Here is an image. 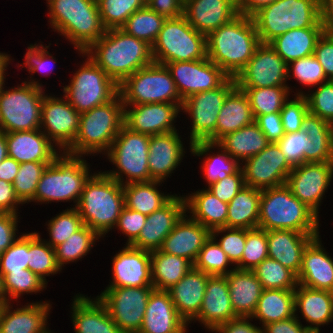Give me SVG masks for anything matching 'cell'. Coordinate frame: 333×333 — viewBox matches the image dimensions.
<instances>
[{
  "label": "cell",
  "instance_id": "4dcf8cb0",
  "mask_svg": "<svg viewBox=\"0 0 333 333\" xmlns=\"http://www.w3.org/2000/svg\"><path fill=\"white\" fill-rule=\"evenodd\" d=\"M70 306L75 333H123L97 297L75 294Z\"/></svg>",
  "mask_w": 333,
  "mask_h": 333
},
{
  "label": "cell",
  "instance_id": "003e7915",
  "mask_svg": "<svg viewBox=\"0 0 333 333\" xmlns=\"http://www.w3.org/2000/svg\"><path fill=\"white\" fill-rule=\"evenodd\" d=\"M308 110V102L305 95L292 94L280 111L281 121L285 133L301 130L302 122Z\"/></svg>",
  "mask_w": 333,
  "mask_h": 333
},
{
  "label": "cell",
  "instance_id": "3957f363",
  "mask_svg": "<svg viewBox=\"0 0 333 333\" xmlns=\"http://www.w3.org/2000/svg\"><path fill=\"white\" fill-rule=\"evenodd\" d=\"M45 1L49 27L68 40L76 52H84L105 34L97 0Z\"/></svg>",
  "mask_w": 333,
  "mask_h": 333
},
{
  "label": "cell",
  "instance_id": "e575fe53",
  "mask_svg": "<svg viewBox=\"0 0 333 333\" xmlns=\"http://www.w3.org/2000/svg\"><path fill=\"white\" fill-rule=\"evenodd\" d=\"M209 276L192 267L177 284L168 290L177 312L188 325L200 311Z\"/></svg>",
  "mask_w": 333,
  "mask_h": 333
},
{
  "label": "cell",
  "instance_id": "2a66077c",
  "mask_svg": "<svg viewBox=\"0 0 333 333\" xmlns=\"http://www.w3.org/2000/svg\"><path fill=\"white\" fill-rule=\"evenodd\" d=\"M183 0H153L148 7L165 19L178 18L184 15Z\"/></svg>",
  "mask_w": 333,
  "mask_h": 333
},
{
  "label": "cell",
  "instance_id": "83f0119b",
  "mask_svg": "<svg viewBox=\"0 0 333 333\" xmlns=\"http://www.w3.org/2000/svg\"><path fill=\"white\" fill-rule=\"evenodd\" d=\"M212 236V231L184 214L174 229L164 239L160 250L195 262L203 245Z\"/></svg>",
  "mask_w": 333,
  "mask_h": 333
},
{
  "label": "cell",
  "instance_id": "7dc6e473",
  "mask_svg": "<svg viewBox=\"0 0 333 333\" xmlns=\"http://www.w3.org/2000/svg\"><path fill=\"white\" fill-rule=\"evenodd\" d=\"M28 269L48 284L46 277L60 274L55 250L42 239L39 231H28Z\"/></svg>",
  "mask_w": 333,
  "mask_h": 333
},
{
  "label": "cell",
  "instance_id": "603ad722",
  "mask_svg": "<svg viewBox=\"0 0 333 333\" xmlns=\"http://www.w3.org/2000/svg\"><path fill=\"white\" fill-rule=\"evenodd\" d=\"M5 303H7V299L5 295L3 276L0 273V304L3 305Z\"/></svg>",
  "mask_w": 333,
  "mask_h": 333
},
{
  "label": "cell",
  "instance_id": "5bb4252c",
  "mask_svg": "<svg viewBox=\"0 0 333 333\" xmlns=\"http://www.w3.org/2000/svg\"><path fill=\"white\" fill-rule=\"evenodd\" d=\"M236 87L234 77H228L219 87L199 92L183 101L181 112L190 118L191 126L188 133L191 144L198 141L216 143V124L226 96Z\"/></svg>",
  "mask_w": 333,
  "mask_h": 333
},
{
  "label": "cell",
  "instance_id": "60d3db41",
  "mask_svg": "<svg viewBox=\"0 0 333 333\" xmlns=\"http://www.w3.org/2000/svg\"><path fill=\"white\" fill-rule=\"evenodd\" d=\"M164 182L153 180L149 182H131L123 185L125 207L140 212L146 216L159 210L175 195L161 191L159 186ZM159 187V188H158ZM160 189V190H159Z\"/></svg>",
  "mask_w": 333,
  "mask_h": 333
},
{
  "label": "cell",
  "instance_id": "9f6ffc18",
  "mask_svg": "<svg viewBox=\"0 0 333 333\" xmlns=\"http://www.w3.org/2000/svg\"><path fill=\"white\" fill-rule=\"evenodd\" d=\"M193 267L210 276H226L235 269L221 246L212 236L201 248Z\"/></svg>",
  "mask_w": 333,
  "mask_h": 333
},
{
  "label": "cell",
  "instance_id": "7c38bea8",
  "mask_svg": "<svg viewBox=\"0 0 333 333\" xmlns=\"http://www.w3.org/2000/svg\"><path fill=\"white\" fill-rule=\"evenodd\" d=\"M0 87V123L4 133L40 129L46 90L22 80L15 87ZM8 88V89H7Z\"/></svg>",
  "mask_w": 333,
  "mask_h": 333
},
{
  "label": "cell",
  "instance_id": "2e32d148",
  "mask_svg": "<svg viewBox=\"0 0 333 333\" xmlns=\"http://www.w3.org/2000/svg\"><path fill=\"white\" fill-rule=\"evenodd\" d=\"M45 93L41 106L40 130L64 152L76 138L80 113L63 97Z\"/></svg>",
  "mask_w": 333,
  "mask_h": 333
},
{
  "label": "cell",
  "instance_id": "e7e4bbea",
  "mask_svg": "<svg viewBox=\"0 0 333 333\" xmlns=\"http://www.w3.org/2000/svg\"><path fill=\"white\" fill-rule=\"evenodd\" d=\"M308 90L305 96L309 112L333 125V80Z\"/></svg>",
  "mask_w": 333,
  "mask_h": 333
},
{
  "label": "cell",
  "instance_id": "603a6c76",
  "mask_svg": "<svg viewBox=\"0 0 333 333\" xmlns=\"http://www.w3.org/2000/svg\"><path fill=\"white\" fill-rule=\"evenodd\" d=\"M8 302L0 308V333H49L50 300L27 302L17 308Z\"/></svg>",
  "mask_w": 333,
  "mask_h": 333
},
{
  "label": "cell",
  "instance_id": "d6986e66",
  "mask_svg": "<svg viewBox=\"0 0 333 333\" xmlns=\"http://www.w3.org/2000/svg\"><path fill=\"white\" fill-rule=\"evenodd\" d=\"M165 66L183 101L193 94L219 87L229 77L207 57L187 62H170Z\"/></svg>",
  "mask_w": 333,
  "mask_h": 333
},
{
  "label": "cell",
  "instance_id": "681fc988",
  "mask_svg": "<svg viewBox=\"0 0 333 333\" xmlns=\"http://www.w3.org/2000/svg\"><path fill=\"white\" fill-rule=\"evenodd\" d=\"M240 89L243 90L249 98L255 119L260 115L280 113L284 102L290 97L292 92L295 94L292 86Z\"/></svg>",
  "mask_w": 333,
  "mask_h": 333
},
{
  "label": "cell",
  "instance_id": "753ad0ef",
  "mask_svg": "<svg viewBox=\"0 0 333 333\" xmlns=\"http://www.w3.org/2000/svg\"><path fill=\"white\" fill-rule=\"evenodd\" d=\"M255 123L270 143H277L285 134L280 113L260 115Z\"/></svg>",
  "mask_w": 333,
  "mask_h": 333
},
{
  "label": "cell",
  "instance_id": "03108f58",
  "mask_svg": "<svg viewBox=\"0 0 333 333\" xmlns=\"http://www.w3.org/2000/svg\"><path fill=\"white\" fill-rule=\"evenodd\" d=\"M17 240L0 256V273L17 272L28 268V232L20 233Z\"/></svg>",
  "mask_w": 333,
  "mask_h": 333
},
{
  "label": "cell",
  "instance_id": "db71d44e",
  "mask_svg": "<svg viewBox=\"0 0 333 333\" xmlns=\"http://www.w3.org/2000/svg\"><path fill=\"white\" fill-rule=\"evenodd\" d=\"M292 78L301 85L300 89L296 88L295 94L297 95L306 94V91L301 90L304 88L302 87L303 85L308 88L311 87L310 89L312 90V88L329 81L322 66L314 55L300 58L288 63L287 80H292Z\"/></svg>",
  "mask_w": 333,
  "mask_h": 333
},
{
  "label": "cell",
  "instance_id": "5b68a950",
  "mask_svg": "<svg viewBox=\"0 0 333 333\" xmlns=\"http://www.w3.org/2000/svg\"><path fill=\"white\" fill-rule=\"evenodd\" d=\"M319 216L284 184L261 190L258 228L320 234Z\"/></svg>",
  "mask_w": 333,
  "mask_h": 333
},
{
  "label": "cell",
  "instance_id": "74e56055",
  "mask_svg": "<svg viewBox=\"0 0 333 333\" xmlns=\"http://www.w3.org/2000/svg\"><path fill=\"white\" fill-rule=\"evenodd\" d=\"M216 149L217 152H215ZM190 153L195 158L202 157L201 160L204 157L203 162H200L202 163L200 166L202 170L200 172L203 173L202 176L207 183L206 186L224 179L241 167V164L235 158H232L218 143L207 141L195 142L191 144Z\"/></svg>",
  "mask_w": 333,
  "mask_h": 333
},
{
  "label": "cell",
  "instance_id": "8d00e7d4",
  "mask_svg": "<svg viewBox=\"0 0 333 333\" xmlns=\"http://www.w3.org/2000/svg\"><path fill=\"white\" fill-rule=\"evenodd\" d=\"M185 213L188 216L209 228L211 231L226 227L228 204L217 198L206 186L195 192L184 194Z\"/></svg>",
  "mask_w": 333,
  "mask_h": 333
},
{
  "label": "cell",
  "instance_id": "f1b7e54d",
  "mask_svg": "<svg viewBox=\"0 0 333 333\" xmlns=\"http://www.w3.org/2000/svg\"><path fill=\"white\" fill-rule=\"evenodd\" d=\"M238 14L237 0H187L184 5L188 23L206 36Z\"/></svg>",
  "mask_w": 333,
  "mask_h": 333
},
{
  "label": "cell",
  "instance_id": "836d02e7",
  "mask_svg": "<svg viewBox=\"0 0 333 333\" xmlns=\"http://www.w3.org/2000/svg\"><path fill=\"white\" fill-rule=\"evenodd\" d=\"M318 236L320 234H305L293 230H268V257L298 275L304 249Z\"/></svg>",
  "mask_w": 333,
  "mask_h": 333
},
{
  "label": "cell",
  "instance_id": "8c879c8a",
  "mask_svg": "<svg viewBox=\"0 0 333 333\" xmlns=\"http://www.w3.org/2000/svg\"><path fill=\"white\" fill-rule=\"evenodd\" d=\"M313 55L322 66L326 77L333 80V38L323 33L316 43Z\"/></svg>",
  "mask_w": 333,
  "mask_h": 333
},
{
  "label": "cell",
  "instance_id": "7402d4cb",
  "mask_svg": "<svg viewBox=\"0 0 333 333\" xmlns=\"http://www.w3.org/2000/svg\"><path fill=\"white\" fill-rule=\"evenodd\" d=\"M111 259V280L105 288L153 286L150 251L125 245Z\"/></svg>",
  "mask_w": 333,
  "mask_h": 333
},
{
  "label": "cell",
  "instance_id": "52a82bcc",
  "mask_svg": "<svg viewBox=\"0 0 333 333\" xmlns=\"http://www.w3.org/2000/svg\"><path fill=\"white\" fill-rule=\"evenodd\" d=\"M124 125V105L118 94L106 104L83 112L74 142L64 151L72 155H104Z\"/></svg>",
  "mask_w": 333,
  "mask_h": 333
},
{
  "label": "cell",
  "instance_id": "d6a6232c",
  "mask_svg": "<svg viewBox=\"0 0 333 333\" xmlns=\"http://www.w3.org/2000/svg\"><path fill=\"white\" fill-rule=\"evenodd\" d=\"M294 293L295 317L299 321L301 319L306 321L307 325H304L306 328L311 331H321V327L333 322L332 291L312 289L298 284Z\"/></svg>",
  "mask_w": 333,
  "mask_h": 333
},
{
  "label": "cell",
  "instance_id": "6da1fadb",
  "mask_svg": "<svg viewBox=\"0 0 333 333\" xmlns=\"http://www.w3.org/2000/svg\"><path fill=\"white\" fill-rule=\"evenodd\" d=\"M84 52L118 85L137 70L154 62L152 46L121 29L106 30Z\"/></svg>",
  "mask_w": 333,
  "mask_h": 333
},
{
  "label": "cell",
  "instance_id": "b62a3aed",
  "mask_svg": "<svg viewBox=\"0 0 333 333\" xmlns=\"http://www.w3.org/2000/svg\"><path fill=\"white\" fill-rule=\"evenodd\" d=\"M8 156L6 133L0 131V163Z\"/></svg>",
  "mask_w": 333,
  "mask_h": 333
},
{
  "label": "cell",
  "instance_id": "b9fcfbb0",
  "mask_svg": "<svg viewBox=\"0 0 333 333\" xmlns=\"http://www.w3.org/2000/svg\"><path fill=\"white\" fill-rule=\"evenodd\" d=\"M263 333H312L295 316L283 321L269 323L263 327Z\"/></svg>",
  "mask_w": 333,
  "mask_h": 333
},
{
  "label": "cell",
  "instance_id": "d4e9b609",
  "mask_svg": "<svg viewBox=\"0 0 333 333\" xmlns=\"http://www.w3.org/2000/svg\"><path fill=\"white\" fill-rule=\"evenodd\" d=\"M180 133L178 130L150 136L148 167L153 180L165 182L183 162L186 148Z\"/></svg>",
  "mask_w": 333,
  "mask_h": 333
},
{
  "label": "cell",
  "instance_id": "ffe728a7",
  "mask_svg": "<svg viewBox=\"0 0 333 333\" xmlns=\"http://www.w3.org/2000/svg\"><path fill=\"white\" fill-rule=\"evenodd\" d=\"M241 168L245 186L260 190L286 184L293 170L277 143H270L260 153L245 160Z\"/></svg>",
  "mask_w": 333,
  "mask_h": 333
},
{
  "label": "cell",
  "instance_id": "f5cc1de1",
  "mask_svg": "<svg viewBox=\"0 0 333 333\" xmlns=\"http://www.w3.org/2000/svg\"><path fill=\"white\" fill-rule=\"evenodd\" d=\"M42 43L43 42L41 41H39L38 43L36 41V43L34 44H29L26 53L24 54V62L22 61V64H19L18 62L15 67H17L18 69L21 68V70L25 67L24 69L30 74V78H27L25 82L44 89V84H42L40 80L34 79L33 74L39 73L43 77L45 76L44 74H46L47 77L48 74H52L50 71H54L53 67L55 66L57 61L55 56H53L54 54H51L50 51H48V49H50L49 47L51 43H49L47 46L46 43L45 46Z\"/></svg>",
  "mask_w": 333,
  "mask_h": 333
},
{
  "label": "cell",
  "instance_id": "9a60e30c",
  "mask_svg": "<svg viewBox=\"0 0 333 333\" xmlns=\"http://www.w3.org/2000/svg\"><path fill=\"white\" fill-rule=\"evenodd\" d=\"M153 286L105 288L96 297L123 333H138Z\"/></svg>",
  "mask_w": 333,
  "mask_h": 333
},
{
  "label": "cell",
  "instance_id": "44dd1931",
  "mask_svg": "<svg viewBox=\"0 0 333 333\" xmlns=\"http://www.w3.org/2000/svg\"><path fill=\"white\" fill-rule=\"evenodd\" d=\"M182 104L147 103L124 106V125L130 130L147 135L178 131Z\"/></svg>",
  "mask_w": 333,
  "mask_h": 333
},
{
  "label": "cell",
  "instance_id": "91938a15",
  "mask_svg": "<svg viewBox=\"0 0 333 333\" xmlns=\"http://www.w3.org/2000/svg\"><path fill=\"white\" fill-rule=\"evenodd\" d=\"M52 162H26L20 164L13 181L16 196L23 204H29L34 199L38 182L45 168Z\"/></svg>",
  "mask_w": 333,
  "mask_h": 333
},
{
  "label": "cell",
  "instance_id": "8fae6325",
  "mask_svg": "<svg viewBox=\"0 0 333 333\" xmlns=\"http://www.w3.org/2000/svg\"><path fill=\"white\" fill-rule=\"evenodd\" d=\"M156 63L187 62L207 57L206 35L197 32L186 17L166 19L152 45Z\"/></svg>",
  "mask_w": 333,
  "mask_h": 333
},
{
  "label": "cell",
  "instance_id": "680465c9",
  "mask_svg": "<svg viewBox=\"0 0 333 333\" xmlns=\"http://www.w3.org/2000/svg\"><path fill=\"white\" fill-rule=\"evenodd\" d=\"M97 3L106 30L120 29L133 12L145 6L143 0H97Z\"/></svg>",
  "mask_w": 333,
  "mask_h": 333
},
{
  "label": "cell",
  "instance_id": "30bf717a",
  "mask_svg": "<svg viewBox=\"0 0 333 333\" xmlns=\"http://www.w3.org/2000/svg\"><path fill=\"white\" fill-rule=\"evenodd\" d=\"M84 59L73 72L67 85L62 87L67 101L81 114L113 100L119 94V85L97 66L85 52Z\"/></svg>",
  "mask_w": 333,
  "mask_h": 333
},
{
  "label": "cell",
  "instance_id": "6125c7cd",
  "mask_svg": "<svg viewBox=\"0 0 333 333\" xmlns=\"http://www.w3.org/2000/svg\"><path fill=\"white\" fill-rule=\"evenodd\" d=\"M267 257V231L260 228L246 229V242L240 260V269L253 270Z\"/></svg>",
  "mask_w": 333,
  "mask_h": 333
},
{
  "label": "cell",
  "instance_id": "11e5206c",
  "mask_svg": "<svg viewBox=\"0 0 333 333\" xmlns=\"http://www.w3.org/2000/svg\"><path fill=\"white\" fill-rule=\"evenodd\" d=\"M20 205L24 206L16 196L13 184L0 180V213L20 214Z\"/></svg>",
  "mask_w": 333,
  "mask_h": 333
},
{
  "label": "cell",
  "instance_id": "2644e50d",
  "mask_svg": "<svg viewBox=\"0 0 333 333\" xmlns=\"http://www.w3.org/2000/svg\"><path fill=\"white\" fill-rule=\"evenodd\" d=\"M19 214L0 213V256L19 237Z\"/></svg>",
  "mask_w": 333,
  "mask_h": 333
},
{
  "label": "cell",
  "instance_id": "d590c367",
  "mask_svg": "<svg viewBox=\"0 0 333 333\" xmlns=\"http://www.w3.org/2000/svg\"><path fill=\"white\" fill-rule=\"evenodd\" d=\"M229 294L237 317H251L263 292L253 270L235 268L226 275Z\"/></svg>",
  "mask_w": 333,
  "mask_h": 333
},
{
  "label": "cell",
  "instance_id": "4fadbf2b",
  "mask_svg": "<svg viewBox=\"0 0 333 333\" xmlns=\"http://www.w3.org/2000/svg\"><path fill=\"white\" fill-rule=\"evenodd\" d=\"M123 105L183 104L168 68L156 62L137 70L119 85Z\"/></svg>",
  "mask_w": 333,
  "mask_h": 333
},
{
  "label": "cell",
  "instance_id": "816d5d0a",
  "mask_svg": "<svg viewBox=\"0 0 333 333\" xmlns=\"http://www.w3.org/2000/svg\"><path fill=\"white\" fill-rule=\"evenodd\" d=\"M253 272L263 289L295 290L298 285L297 275L270 257L257 265Z\"/></svg>",
  "mask_w": 333,
  "mask_h": 333
},
{
  "label": "cell",
  "instance_id": "67dfc351",
  "mask_svg": "<svg viewBox=\"0 0 333 333\" xmlns=\"http://www.w3.org/2000/svg\"><path fill=\"white\" fill-rule=\"evenodd\" d=\"M13 60L14 58H12L7 52L0 51V87L6 82V76L9 75L7 74L9 69L7 67L11 64V61L14 62Z\"/></svg>",
  "mask_w": 333,
  "mask_h": 333
},
{
  "label": "cell",
  "instance_id": "9c48e42d",
  "mask_svg": "<svg viewBox=\"0 0 333 333\" xmlns=\"http://www.w3.org/2000/svg\"><path fill=\"white\" fill-rule=\"evenodd\" d=\"M149 143L150 135L134 132L123 125L103 155L115 166L103 172L121 185L153 181L148 167Z\"/></svg>",
  "mask_w": 333,
  "mask_h": 333
},
{
  "label": "cell",
  "instance_id": "8992f818",
  "mask_svg": "<svg viewBox=\"0 0 333 333\" xmlns=\"http://www.w3.org/2000/svg\"><path fill=\"white\" fill-rule=\"evenodd\" d=\"M85 158L61 152L43 171L31 202L41 205L73 201L71 208H75L85 182L93 174Z\"/></svg>",
  "mask_w": 333,
  "mask_h": 333
},
{
  "label": "cell",
  "instance_id": "09005b40",
  "mask_svg": "<svg viewBox=\"0 0 333 333\" xmlns=\"http://www.w3.org/2000/svg\"><path fill=\"white\" fill-rule=\"evenodd\" d=\"M321 23L323 33L333 38V0H321Z\"/></svg>",
  "mask_w": 333,
  "mask_h": 333
},
{
  "label": "cell",
  "instance_id": "e0dca14e",
  "mask_svg": "<svg viewBox=\"0 0 333 333\" xmlns=\"http://www.w3.org/2000/svg\"><path fill=\"white\" fill-rule=\"evenodd\" d=\"M288 64L269 43H260L253 57L235 77L238 88L289 86Z\"/></svg>",
  "mask_w": 333,
  "mask_h": 333
},
{
  "label": "cell",
  "instance_id": "bcb514c9",
  "mask_svg": "<svg viewBox=\"0 0 333 333\" xmlns=\"http://www.w3.org/2000/svg\"><path fill=\"white\" fill-rule=\"evenodd\" d=\"M301 129L311 140V162H333V125L308 112Z\"/></svg>",
  "mask_w": 333,
  "mask_h": 333
},
{
  "label": "cell",
  "instance_id": "979ff035",
  "mask_svg": "<svg viewBox=\"0 0 333 333\" xmlns=\"http://www.w3.org/2000/svg\"><path fill=\"white\" fill-rule=\"evenodd\" d=\"M275 0H237L238 13L252 17L261 8L268 6Z\"/></svg>",
  "mask_w": 333,
  "mask_h": 333
},
{
  "label": "cell",
  "instance_id": "6f0895ef",
  "mask_svg": "<svg viewBox=\"0 0 333 333\" xmlns=\"http://www.w3.org/2000/svg\"><path fill=\"white\" fill-rule=\"evenodd\" d=\"M45 225L50 238L44 240L52 248H55L80 230L84 223L76 208L67 207V209L60 211V213L48 220Z\"/></svg>",
  "mask_w": 333,
  "mask_h": 333
},
{
  "label": "cell",
  "instance_id": "f6af8a7d",
  "mask_svg": "<svg viewBox=\"0 0 333 333\" xmlns=\"http://www.w3.org/2000/svg\"><path fill=\"white\" fill-rule=\"evenodd\" d=\"M151 254V272L154 289L168 291L181 280L193 267L185 258L153 250Z\"/></svg>",
  "mask_w": 333,
  "mask_h": 333
},
{
  "label": "cell",
  "instance_id": "cb8c5ba5",
  "mask_svg": "<svg viewBox=\"0 0 333 333\" xmlns=\"http://www.w3.org/2000/svg\"><path fill=\"white\" fill-rule=\"evenodd\" d=\"M177 193L167 204L147 216L138 238L131 246L147 251L159 250L164 239L185 214V199Z\"/></svg>",
  "mask_w": 333,
  "mask_h": 333
},
{
  "label": "cell",
  "instance_id": "c3c4849f",
  "mask_svg": "<svg viewBox=\"0 0 333 333\" xmlns=\"http://www.w3.org/2000/svg\"><path fill=\"white\" fill-rule=\"evenodd\" d=\"M102 238L91 228L84 225L80 230L72 234L67 240L54 248L56 261L59 267L64 270L67 264H73L83 259L96 242Z\"/></svg>",
  "mask_w": 333,
  "mask_h": 333
},
{
  "label": "cell",
  "instance_id": "4316f807",
  "mask_svg": "<svg viewBox=\"0 0 333 333\" xmlns=\"http://www.w3.org/2000/svg\"><path fill=\"white\" fill-rule=\"evenodd\" d=\"M191 327L179 315L169 291L153 289L138 333H183Z\"/></svg>",
  "mask_w": 333,
  "mask_h": 333
},
{
  "label": "cell",
  "instance_id": "ee69618b",
  "mask_svg": "<svg viewBox=\"0 0 333 333\" xmlns=\"http://www.w3.org/2000/svg\"><path fill=\"white\" fill-rule=\"evenodd\" d=\"M261 190L244 186L228 203L227 228H258Z\"/></svg>",
  "mask_w": 333,
  "mask_h": 333
},
{
  "label": "cell",
  "instance_id": "f546056e",
  "mask_svg": "<svg viewBox=\"0 0 333 333\" xmlns=\"http://www.w3.org/2000/svg\"><path fill=\"white\" fill-rule=\"evenodd\" d=\"M297 279L299 285L333 292V258L324 248L321 236L304 249Z\"/></svg>",
  "mask_w": 333,
  "mask_h": 333
},
{
  "label": "cell",
  "instance_id": "ab89813d",
  "mask_svg": "<svg viewBox=\"0 0 333 333\" xmlns=\"http://www.w3.org/2000/svg\"><path fill=\"white\" fill-rule=\"evenodd\" d=\"M255 122L249 98L237 86L226 96L216 124V143L226 134Z\"/></svg>",
  "mask_w": 333,
  "mask_h": 333
},
{
  "label": "cell",
  "instance_id": "7bdbcfd3",
  "mask_svg": "<svg viewBox=\"0 0 333 333\" xmlns=\"http://www.w3.org/2000/svg\"><path fill=\"white\" fill-rule=\"evenodd\" d=\"M217 143L240 164L270 144L255 122L226 134Z\"/></svg>",
  "mask_w": 333,
  "mask_h": 333
},
{
  "label": "cell",
  "instance_id": "f35d334b",
  "mask_svg": "<svg viewBox=\"0 0 333 333\" xmlns=\"http://www.w3.org/2000/svg\"><path fill=\"white\" fill-rule=\"evenodd\" d=\"M322 34V25L291 29L285 34L275 37L269 42V45L288 64L291 61L313 55L316 43Z\"/></svg>",
  "mask_w": 333,
  "mask_h": 333
},
{
  "label": "cell",
  "instance_id": "34e18365",
  "mask_svg": "<svg viewBox=\"0 0 333 333\" xmlns=\"http://www.w3.org/2000/svg\"><path fill=\"white\" fill-rule=\"evenodd\" d=\"M251 317H237L218 326L214 333H263V328L252 323Z\"/></svg>",
  "mask_w": 333,
  "mask_h": 333
},
{
  "label": "cell",
  "instance_id": "277c9868",
  "mask_svg": "<svg viewBox=\"0 0 333 333\" xmlns=\"http://www.w3.org/2000/svg\"><path fill=\"white\" fill-rule=\"evenodd\" d=\"M124 206L123 185L103 171L93 170L75 208L84 225L94 230L103 240L116 227Z\"/></svg>",
  "mask_w": 333,
  "mask_h": 333
},
{
  "label": "cell",
  "instance_id": "ba28073f",
  "mask_svg": "<svg viewBox=\"0 0 333 333\" xmlns=\"http://www.w3.org/2000/svg\"><path fill=\"white\" fill-rule=\"evenodd\" d=\"M260 43H269L291 29L321 23V0H275L253 16Z\"/></svg>",
  "mask_w": 333,
  "mask_h": 333
},
{
  "label": "cell",
  "instance_id": "11a10c76",
  "mask_svg": "<svg viewBox=\"0 0 333 333\" xmlns=\"http://www.w3.org/2000/svg\"><path fill=\"white\" fill-rule=\"evenodd\" d=\"M5 295L8 302H20V297L37 294L47 289V284L30 269L8 272L3 276Z\"/></svg>",
  "mask_w": 333,
  "mask_h": 333
},
{
  "label": "cell",
  "instance_id": "1f68e13d",
  "mask_svg": "<svg viewBox=\"0 0 333 333\" xmlns=\"http://www.w3.org/2000/svg\"><path fill=\"white\" fill-rule=\"evenodd\" d=\"M8 156L18 163L53 162L61 151L40 130L6 133Z\"/></svg>",
  "mask_w": 333,
  "mask_h": 333
},
{
  "label": "cell",
  "instance_id": "484cf974",
  "mask_svg": "<svg viewBox=\"0 0 333 333\" xmlns=\"http://www.w3.org/2000/svg\"><path fill=\"white\" fill-rule=\"evenodd\" d=\"M235 318L226 276H209L202 306L191 323L198 322L213 333L218 326Z\"/></svg>",
  "mask_w": 333,
  "mask_h": 333
},
{
  "label": "cell",
  "instance_id": "7a4b0ae2",
  "mask_svg": "<svg viewBox=\"0 0 333 333\" xmlns=\"http://www.w3.org/2000/svg\"><path fill=\"white\" fill-rule=\"evenodd\" d=\"M207 58L229 77H236L260 44L252 17L238 14L206 36Z\"/></svg>",
  "mask_w": 333,
  "mask_h": 333
},
{
  "label": "cell",
  "instance_id": "deb4b68c",
  "mask_svg": "<svg viewBox=\"0 0 333 333\" xmlns=\"http://www.w3.org/2000/svg\"><path fill=\"white\" fill-rule=\"evenodd\" d=\"M20 168V163H18L12 157L7 156L0 163V180H4L8 183H13L15 180L16 174Z\"/></svg>",
  "mask_w": 333,
  "mask_h": 333
},
{
  "label": "cell",
  "instance_id": "89a4df30",
  "mask_svg": "<svg viewBox=\"0 0 333 333\" xmlns=\"http://www.w3.org/2000/svg\"><path fill=\"white\" fill-rule=\"evenodd\" d=\"M244 186V174L240 167L235 173L229 174L224 179L218 180L206 188L221 201L228 204Z\"/></svg>",
  "mask_w": 333,
  "mask_h": 333
},
{
  "label": "cell",
  "instance_id": "a7ac6f4b",
  "mask_svg": "<svg viewBox=\"0 0 333 333\" xmlns=\"http://www.w3.org/2000/svg\"><path fill=\"white\" fill-rule=\"evenodd\" d=\"M146 219V215L124 206L114 228L127 237L124 245H131L138 238Z\"/></svg>",
  "mask_w": 333,
  "mask_h": 333
},
{
  "label": "cell",
  "instance_id": "f907efd6",
  "mask_svg": "<svg viewBox=\"0 0 333 333\" xmlns=\"http://www.w3.org/2000/svg\"><path fill=\"white\" fill-rule=\"evenodd\" d=\"M165 20L164 17L152 11L148 6H144L133 12L120 29L152 46Z\"/></svg>",
  "mask_w": 333,
  "mask_h": 333
},
{
  "label": "cell",
  "instance_id": "b9f144b4",
  "mask_svg": "<svg viewBox=\"0 0 333 333\" xmlns=\"http://www.w3.org/2000/svg\"><path fill=\"white\" fill-rule=\"evenodd\" d=\"M294 290L263 289L257 307L251 318L259 321L263 328L265 325L283 321L295 316Z\"/></svg>",
  "mask_w": 333,
  "mask_h": 333
},
{
  "label": "cell",
  "instance_id": "94428289",
  "mask_svg": "<svg viewBox=\"0 0 333 333\" xmlns=\"http://www.w3.org/2000/svg\"><path fill=\"white\" fill-rule=\"evenodd\" d=\"M277 145L292 168L311 162V140L302 129L285 133Z\"/></svg>",
  "mask_w": 333,
  "mask_h": 333
},
{
  "label": "cell",
  "instance_id": "be15d7a7",
  "mask_svg": "<svg viewBox=\"0 0 333 333\" xmlns=\"http://www.w3.org/2000/svg\"><path fill=\"white\" fill-rule=\"evenodd\" d=\"M212 237L221 246L232 265L240 269V260L246 242V229L221 227L212 230Z\"/></svg>",
  "mask_w": 333,
  "mask_h": 333
},
{
  "label": "cell",
  "instance_id": "ac0fdd59",
  "mask_svg": "<svg viewBox=\"0 0 333 333\" xmlns=\"http://www.w3.org/2000/svg\"><path fill=\"white\" fill-rule=\"evenodd\" d=\"M333 180V162H306L294 167L286 185L292 194L305 203L318 216L325 193Z\"/></svg>",
  "mask_w": 333,
  "mask_h": 333
},
{
  "label": "cell",
  "instance_id": "5803f987",
  "mask_svg": "<svg viewBox=\"0 0 333 333\" xmlns=\"http://www.w3.org/2000/svg\"><path fill=\"white\" fill-rule=\"evenodd\" d=\"M153 0H143L145 6H148Z\"/></svg>",
  "mask_w": 333,
  "mask_h": 333
}]
</instances>
